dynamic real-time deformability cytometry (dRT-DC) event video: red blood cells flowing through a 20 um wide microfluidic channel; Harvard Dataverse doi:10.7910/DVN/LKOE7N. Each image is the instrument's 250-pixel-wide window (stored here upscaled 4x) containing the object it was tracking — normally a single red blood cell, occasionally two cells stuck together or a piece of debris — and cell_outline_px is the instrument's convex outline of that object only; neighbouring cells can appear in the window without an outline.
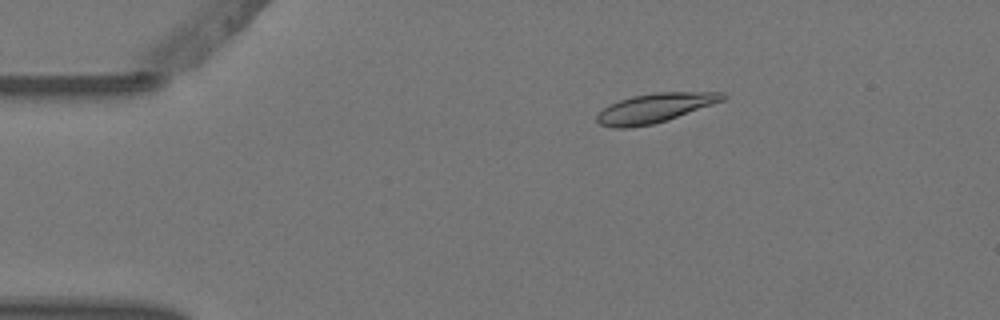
{"species": "Egyptian fruit bat (a non-hibernating species)", "species_latin": "Rousettus aegyptiacus", "temperature_condition": "warm", "stored_images_in_passage": 7, "camera_frame_rate_fps": 3000, "um_per_image_px": 0.085, "animal": {"sex": "female"}, "frame": {"image": 1, "passage_image": 2, "time_ms": 0.333, "image_size_px": [1000, 320], "cell_outline_px": [[728, 96], [724, 100], [668, 120], [652, 124], [628, 128], [612, 128], [600, 124], [596, 120], [596, 116], [608, 104], [632, 96], [656, 92], [724, 92]], "centroid_in_image_um": [55.66, 9.18], "position_along_channel_um": 29.3, "area_um2": 21.44}}
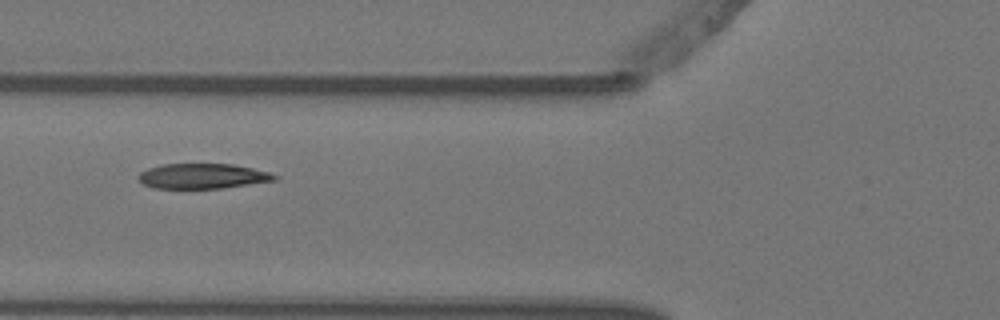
{"frame": {"image": 2, "passage_image": 5, "time_ms": 1.333, "image_size_px": [1000, 320], "cell_outline_px": [[280, 176], [276, 180], [220, 188], [152, 188], [144, 184], [136, 176], [140, 172], [148, 168], [160, 164], [232, 164], [252, 168], [268, 172]], "centroid_in_image_um": [17.19, 14.96], "position_along_channel_um": 108.6, "area_um2": 19.83}}
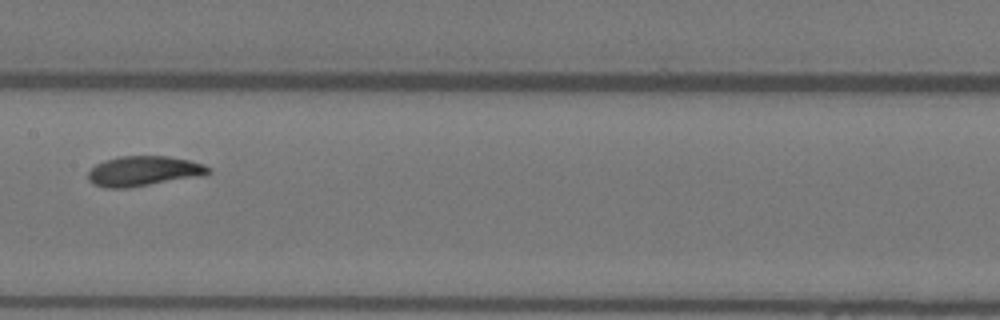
{"frame": {"image": 3, "passage_image": 7, "time_ms": 2.0, "image_size_px": [1000, 320], "cell_outline_px": [[212, 172], [204, 176], [128, 188], [104, 188], [92, 184], [88, 180], [88, 172], [96, 164], [104, 160], [120, 156], [168, 156], [188, 160], [204, 164], [212, 168]], "centroid_in_image_um": [12.24, 14.55], "position_along_channel_um": 195.2, "area_um2": 21.39}}